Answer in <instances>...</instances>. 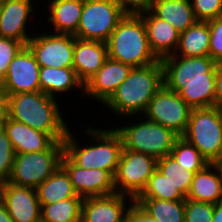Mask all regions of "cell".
Instances as JSON below:
<instances>
[{
    "instance_id": "28",
    "label": "cell",
    "mask_w": 222,
    "mask_h": 222,
    "mask_svg": "<svg viewBox=\"0 0 222 222\" xmlns=\"http://www.w3.org/2000/svg\"><path fill=\"white\" fill-rule=\"evenodd\" d=\"M134 201L158 222H184L185 200L136 198Z\"/></svg>"
},
{
    "instance_id": "22",
    "label": "cell",
    "mask_w": 222,
    "mask_h": 222,
    "mask_svg": "<svg viewBox=\"0 0 222 222\" xmlns=\"http://www.w3.org/2000/svg\"><path fill=\"white\" fill-rule=\"evenodd\" d=\"M48 3V21L55 33L72 34L77 32L83 0H51Z\"/></svg>"
},
{
    "instance_id": "45",
    "label": "cell",
    "mask_w": 222,
    "mask_h": 222,
    "mask_svg": "<svg viewBox=\"0 0 222 222\" xmlns=\"http://www.w3.org/2000/svg\"><path fill=\"white\" fill-rule=\"evenodd\" d=\"M215 109L217 110V113L219 115V118H220V122H221V125H222V101L221 102H217L215 105H214Z\"/></svg>"
},
{
    "instance_id": "43",
    "label": "cell",
    "mask_w": 222,
    "mask_h": 222,
    "mask_svg": "<svg viewBox=\"0 0 222 222\" xmlns=\"http://www.w3.org/2000/svg\"><path fill=\"white\" fill-rule=\"evenodd\" d=\"M0 222H14L2 202H0Z\"/></svg>"
},
{
    "instance_id": "4",
    "label": "cell",
    "mask_w": 222,
    "mask_h": 222,
    "mask_svg": "<svg viewBox=\"0 0 222 222\" xmlns=\"http://www.w3.org/2000/svg\"><path fill=\"white\" fill-rule=\"evenodd\" d=\"M71 132L69 129L63 140L64 153L81 168L105 170L115 176L123 149L120 134L114 128L104 130L88 126L85 133L94 145L81 147Z\"/></svg>"
},
{
    "instance_id": "16",
    "label": "cell",
    "mask_w": 222,
    "mask_h": 222,
    "mask_svg": "<svg viewBox=\"0 0 222 222\" xmlns=\"http://www.w3.org/2000/svg\"><path fill=\"white\" fill-rule=\"evenodd\" d=\"M131 69L130 65L108 57L97 73L84 84V95L105 104Z\"/></svg>"
},
{
    "instance_id": "25",
    "label": "cell",
    "mask_w": 222,
    "mask_h": 222,
    "mask_svg": "<svg viewBox=\"0 0 222 222\" xmlns=\"http://www.w3.org/2000/svg\"><path fill=\"white\" fill-rule=\"evenodd\" d=\"M39 84L41 92L55 99L57 94L69 92L75 87L84 91V84L77 77L74 68L40 67Z\"/></svg>"
},
{
    "instance_id": "15",
    "label": "cell",
    "mask_w": 222,
    "mask_h": 222,
    "mask_svg": "<svg viewBox=\"0 0 222 222\" xmlns=\"http://www.w3.org/2000/svg\"><path fill=\"white\" fill-rule=\"evenodd\" d=\"M1 202L14 222H41V207L35 188L4 182Z\"/></svg>"
},
{
    "instance_id": "27",
    "label": "cell",
    "mask_w": 222,
    "mask_h": 222,
    "mask_svg": "<svg viewBox=\"0 0 222 222\" xmlns=\"http://www.w3.org/2000/svg\"><path fill=\"white\" fill-rule=\"evenodd\" d=\"M35 189L40 207L63 199L82 198L75 193L69 175L61 166Z\"/></svg>"
},
{
    "instance_id": "26",
    "label": "cell",
    "mask_w": 222,
    "mask_h": 222,
    "mask_svg": "<svg viewBox=\"0 0 222 222\" xmlns=\"http://www.w3.org/2000/svg\"><path fill=\"white\" fill-rule=\"evenodd\" d=\"M209 39L208 21H197L180 33L179 43L174 55L183 57L209 56Z\"/></svg>"
},
{
    "instance_id": "6",
    "label": "cell",
    "mask_w": 222,
    "mask_h": 222,
    "mask_svg": "<svg viewBox=\"0 0 222 222\" xmlns=\"http://www.w3.org/2000/svg\"><path fill=\"white\" fill-rule=\"evenodd\" d=\"M145 119L115 128L121 136L123 149L145 153L157 160L170 155L180 136L165 126Z\"/></svg>"
},
{
    "instance_id": "24",
    "label": "cell",
    "mask_w": 222,
    "mask_h": 222,
    "mask_svg": "<svg viewBox=\"0 0 222 222\" xmlns=\"http://www.w3.org/2000/svg\"><path fill=\"white\" fill-rule=\"evenodd\" d=\"M150 11L171 24L179 33L198 21L190 0H155Z\"/></svg>"
},
{
    "instance_id": "1",
    "label": "cell",
    "mask_w": 222,
    "mask_h": 222,
    "mask_svg": "<svg viewBox=\"0 0 222 222\" xmlns=\"http://www.w3.org/2000/svg\"><path fill=\"white\" fill-rule=\"evenodd\" d=\"M161 63L166 88L177 92L192 109L214 107L216 62L210 56L173 54Z\"/></svg>"
},
{
    "instance_id": "44",
    "label": "cell",
    "mask_w": 222,
    "mask_h": 222,
    "mask_svg": "<svg viewBox=\"0 0 222 222\" xmlns=\"http://www.w3.org/2000/svg\"><path fill=\"white\" fill-rule=\"evenodd\" d=\"M212 165L216 168L218 174H219V178L221 180V183H222V155L216 159Z\"/></svg>"
},
{
    "instance_id": "29",
    "label": "cell",
    "mask_w": 222,
    "mask_h": 222,
    "mask_svg": "<svg viewBox=\"0 0 222 222\" xmlns=\"http://www.w3.org/2000/svg\"><path fill=\"white\" fill-rule=\"evenodd\" d=\"M84 198H68L56 203L42 205L41 222H81Z\"/></svg>"
},
{
    "instance_id": "17",
    "label": "cell",
    "mask_w": 222,
    "mask_h": 222,
    "mask_svg": "<svg viewBox=\"0 0 222 222\" xmlns=\"http://www.w3.org/2000/svg\"><path fill=\"white\" fill-rule=\"evenodd\" d=\"M127 198L130 204H126ZM134 199L114 193L107 196L86 197L82 203L81 222H124L127 209Z\"/></svg>"
},
{
    "instance_id": "38",
    "label": "cell",
    "mask_w": 222,
    "mask_h": 222,
    "mask_svg": "<svg viewBox=\"0 0 222 222\" xmlns=\"http://www.w3.org/2000/svg\"><path fill=\"white\" fill-rule=\"evenodd\" d=\"M126 15L149 12L155 0H115Z\"/></svg>"
},
{
    "instance_id": "37",
    "label": "cell",
    "mask_w": 222,
    "mask_h": 222,
    "mask_svg": "<svg viewBox=\"0 0 222 222\" xmlns=\"http://www.w3.org/2000/svg\"><path fill=\"white\" fill-rule=\"evenodd\" d=\"M210 29L209 56L216 62L222 61V16L208 20Z\"/></svg>"
},
{
    "instance_id": "8",
    "label": "cell",
    "mask_w": 222,
    "mask_h": 222,
    "mask_svg": "<svg viewBox=\"0 0 222 222\" xmlns=\"http://www.w3.org/2000/svg\"><path fill=\"white\" fill-rule=\"evenodd\" d=\"M181 137L194 145L209 164L218 159L222 155V125L215 107L192 109Z\"/></svg>"
},
{
    "instance_id": "33",
    "label": "cell",
    "mask_w": 222,
    "mask_h": 222,
    "mask_svg": "<svg viewBox=\"0 0 222 222\" xmlns=\"http://www.w3.org/2000/svg\"><path fill=\"white\" fill-rule=\"evenodd\" d=\"M14 159L15 150L5 130L0 128V182L4 183L9 180Z\"/></svg>"
},
{
    "instance_id": "39",
    "label": "cell",
    "mask_w": 222,
    "mask_h": 222,
    "mask_svg": "<svg viewBox=\"0 0 222 222\" xmlns=\"http://www.w3.org/2000/svg\"><path fill=\"white\" fill-rule=\"evenodd\" d=\"M124 222H158V220L150 216L133 201L126 211Z\"/></svg>"
},
{
    "instance_id": "30",
    "label": "cell",
    "mask_w": 222,
    "mask_h": 222,
    "mask_svg": "<svg viewBox=\"0 0 222 222\" xmlns=\"http://www.w3.org/2000/svg\"><path fill=\"white\" fill-rule=\"evenodd\" d=\"M157 169L185 197L187 196L194 178V171H190L183 165H180L172 155H166L165 157L158 159Z\"/></svg>"
},
{
    "instance_id": "19",
    "label": "cell",
    "mask_w": 222,
    "mask_h": 222,
    "mask_svg": "<svg viewBox=\"0 0 222 222\" xmlns=\"http://www.w3.org/2000/svg\"><path fill=\"white\" fill-rule=\"evenodd\" d=\"M107 58L106 43L74 37L73 68L83 84L97 73Z\"/></svg>"
},
{
    "instance_id": "11",
    "label": "cell",
    "mask_w": 222,
    "mask_h": 222,
    "mask_svg": "<svg viewBox=\"0 0 222 222\" xmlns=\"http://www.w3.org/2000/svg\"><path fill=\"white\" fill-rule=\"evenodd\" d=\"M192 108L164 85L150 100L143 113L148 120L173 130L180 137L185 133Z\"/></svg>"
},
{
    "instance_id": "3",
    "label": "cell",
    "mask_w": 222,
    "mask_h": 222,
    "mask_svg": "<svg viewBox=\"0 0 222 222\" xmlns=\"http://www.w3.org/2000/svg\"><path fill=\"white\" fill-rule=\"evenodd\" d=\"M163 85L161 60L146 66L132 67L127 78L104 106L127 119L137 114L140 116Z\"/></svg>"
},
{
    "instance_id": "2",
    "label": "cell",
    "mask_w": 222,
    "mask_h": 222,
    "mask_svg": "<svg viewBox=\"0 0 222 222\" xmlns=\"http://www.w3.org/2000/svg\"><path fill=\"white\" fill-rule=\"evenodd\" d=\"M60 109L55 98L41 91L7 95L10 119L48 133L55 141H63L70 128Z\"/></svg>"
},
{
    "instance_id": "23",
    "label": "cell",
    "mask_w": 222,
    "mask_h": 222,
    "mask_svg": "<svg viewBox=\"0 0 222 222\" xmlns=\"http://www.w3.org/2000/svg\"><path fill=\"white\" fill-rule=\"evenodd\" d=\"M186 199L212 204L222 201V183L212 164L194 174Z\"/></svg>"
},
{
    "instance_id": "36",
    "label": "cell",
    "mask_w": 222,
    "mask_h": 222,
    "mask_svg": "<svg viewBox=\"0 0 222 222\" xmlns=\"http://www.w3.org/2000/svg\"><path fill=\"white\" fill-rule=\"evenodd\" d=\"M198 21H208L222 16V0H190Z\"/></svg>"
},
{
    "instance_id": "47",
    "label": "cell",
    "mask_w": 222,
    "mask_h": 222,
    "mask_svg": "<svg viewBox=\"0 0 222 222\" xmlns=\"http://www.w3.org/2000/svg\"><path fill=\"white\" fill-rule=\"evenodd\" d=\"M5 1H7V0H0V4L3 3V2H5Z\"/></svg>"
},
{
    "instance_id": "12",
    "label": "cell",
    "mask_w": 222,
    "mask_h": 222,
    "mask_svg": "<svg viewBox=\"0 0 222 222\" xmlns=\"http://www.w3.org/2000/svg\"><path fill=\"white\" fill-rule=\"evenodd\" d=\"M46 32L32 35L26 44L39 66L73 68L74 36Z\"/></svg>"
},
{
    "instance_id": "18",
    "label": "cell",
    "mask_w": 222,
    "mask_h": 222,
    "mask_svg": "<svg viewBox=\"0 0 222 222\" xmlns=\"http://www.w3.org/2000/svg\"><path fill=\"white\" fill-rule=\"evenodd\" d=\"M32 1L7 0L0 4V37L27 44L32 37L26 30L30 16H34Z\"/></svg>"
},
{
    "instance_id": "42",
    "label": "cell",
    "mask_w": 222,
    "mask_h": 222,
    "mask_svg": "<svg viewBox=\"0 0 222 222\" xmlns=\"http://www.w3.org/2000/svg\"><path fill=\"white\" fill-rule=\"evenodd\" d=\"M212 222H222V201L214 204V213Z\"/></svg>"
},
{
    "instance_id": "46",
    "label": "cell",
    "mask_w": 222,
    "mask_h": 222,
    "mask_svg": "<svg viewBox=\"0 0 222 222\" xmlns=\"http://www.w3.org/2000/svg\"><path fill=\"white\" fill-rule=\"evenodd\" d=\"M2 186H3V183L0 182V202H1V199H2Z\"/></svg>"
},
{
    "instance_id": "10",
    "label": "cell",
    "mask_w": 222,
    "mask_h": 222,
    "mask_svg": "<svg viewBox=\"0 0 222 222\" xmlns=\"http://www.w3.org/2000/svg\"><path fill=\"white\" fill-rule=\"evenodd\" d=\"M157 169V159L145 153L122 149L114 176L116 193L134 200L142 193Z\"/></svg>"
},
{
    "instance_id": "14",
    "label": "cell",
    "mask_w": 222,
    "mask_h": 222,
    "mask_svg": "<svg viewBox=\"0 0 222 222\" xmlns=\"http://www.w3.org/2000/svg\"><path fill=\"white\" fill-rule=\"evenodd\" d=\"M61 167L69 175L75 193L82 198L116 193L114 176L109 171L81 168L65 153L61 159Z\"/></svg>"
},
{
    "instance_id": "32",
    "label": "cell",
    "mask_w": 222,
    "mask_h": 222,
    "mask_svg": "<svg viewBox=\"0 0 222 222\" xmlns=\"http://www.w3.org/2000/svg\"><path fill=\"white\" fill-rule=\"evenodd\" d=\"M170 155H172L180 165H183L186 169L194 171L195 173L209 164L197 148L182 137L176 140Z\"/></svg>"
},
{
    "instance_id": "41",
    "label": "cell",
    "mask_w": 222,
    "mask_h": 222,
    "mask_svg": "<svg viewBox=\"0 0 222 222\" xmlns=\"http://www.w3.org/2000/svg\"><path fill=\"white\" fill-rule=\"evenodd\" d=\"M7 116V96L0 90V128H3Z\"/></svg>"
},
{
    "instance_id": "13",
    "label": "cell",
    "mask_w": 222,
    "mask_h": 222,
    "mask_svg": "<svg viewBox=\"0 0 222 222\" xmlns=\"http://www.w3.org/2000/svg\"><path fill=\"white\" fill-rule=\"evenodd\" d=\"M39 72V64L25 46L9 64L5 77L0 81V90L6 96L40 91Z\"/></svg>"
},
{
    "instance_id": "9",
    "label": "cell",
    "mask_w": 222,
    "mask_h": 222,
    "mask_svg": "<svg viewBox=\"0 0 222 222\" xmlns=\"http://www.w3.org/2000/svg\"><path fill=\"white\" fill-rule=\"evenodd\" d=\"M126 16L115 0H83V9L74 37L106 43Z\"/></svg>"
},
{
    "instance_id": "35",
    "label": "cell",
    "mask_w": 222,
    "mask_h": 222,
    "mask_svg": "<svg viewBox=\"0 0 222 222\" xmlns=\"http://www.w3.org/2000/svg\"><path fill=\"white\" fill-rule=\"evenodd\" d=\"M25 46L23 42L0 37V81L5 77L11 61Z\"/></svg>"
},
{
    "instance_id": "20",
    "label": "cell",
    "mask_w": 222,
    "mask_h": 222,
    "mask_svg": "<svg viewBox=\"0 0 222 222\" xmlns=\"http://www.w3.org/2000/svg\"><path fill=\"white\" fill-rule=\"evenodd\" d=\"M147 32L150 48L162 60L173 55L179 43L180 33L167 21L156 17L151 11L139 14Z\"/></svg>"
},
{
    "instance_id": "31",
    "label": "cell",
    "mask_w": 222,
    "mask_h": 222,
    "mask_svg": "<svg viewBox=\"0 0 222 222\" xmlns=\"http://www.w3.org/2000/svg\"><path fill=\"white\" fill-rule=\"evenodd\" d=\"M137 198H157L170 201L186 200V197L158 169L154 171L147 186Z\"/></svg>"
},
{
    "instance_id": "21",
    "label": "cell",
    "mask_w": 222,
    "mask_h": 222,
    "mask_svg": "<svg viewBox=\"0 0 222 222\" xmlns=\"http://www.w3.org/2000/svg\"><path fill=\"white\" fill-rule=\"evenodd\" d=\"M15 154L32 153L47 150L55 140L43 131L33 129L24 123L10 119L3 125Z\"/></svg>"
},
{
    "instance_id": "7",
    "label": "cell",
    "mask_w": 222,
    "mask_h": 222,
    "mask_svg": "<svg viewBox=\"0 0 222 222\" xmlns=\"http://www.w3.org/2000/svg\"><path fill=\"white\" fill-rule=\"evenodd\" d=\"M63 154V141H55L45 151L15 154L7 182L17 186L37 188L61 166Z\"/></svg>"
},
{
    "instance_id": "40",
    "label": "cell",
    "mask_w": 222,
    "mask_h": 222,
    "mask_svg": "<svg viewBox=\"0 0 222 222\" xmlns=\"http://www.w3.org/2000/svg\"><path fill=\"white\" fill-rule=\"evenodd\" d=\"M222 101V61L216 63L215 71V104Z\"/></svg>"
},
{
    "instance_id": "34",
    "label": "cell",
    "mask_w": 222,
    "mask_h": 222,
    "mask_svg": "<svg viewBox=\"0 0 222 222\" xmlns=\"http://www.w3.org/2000/svg\"><path fill=\"white\" fill-rule=\"evenodd\" d=\"M214 204L185 200L184 222H212Z\"/></svg>"
},
{
    "instance_id": "5",
    "label": "cell",
    "mask_w": 222,
    "mask_h": 222,
    "mask_svg": "<svg viewBox=\"0 0 222 222\" xmlns=\"http://www.w3.org/2000/svg\"><path fill=\"white\" fill-rule=\"evenodd\" d=\"M106 44L109 58L131 67L160 61L150 48L145 24L139 15H126L111 33Z\"/></svg>"
}]
</instances>
